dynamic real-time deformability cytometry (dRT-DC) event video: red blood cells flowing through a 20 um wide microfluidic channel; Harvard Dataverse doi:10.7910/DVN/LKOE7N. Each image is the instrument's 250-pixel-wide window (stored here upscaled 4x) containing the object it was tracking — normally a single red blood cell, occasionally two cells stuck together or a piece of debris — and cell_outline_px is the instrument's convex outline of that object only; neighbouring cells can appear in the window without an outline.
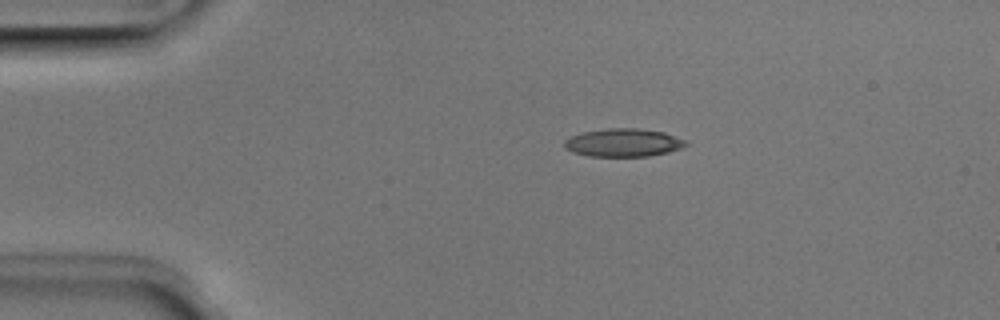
{"species": "Egyptian fruit bat (a non-hibernating species)", "species_latin": "Rousettus aegyptiacus", "temperature_condition": "room temperature", "stored_images_in_passage": 3, "camera_frame_rate_fps": 3000, "um_per_image_px": 0.085, "animal": {"sex": "male"}, "frame": {"image": 1, "passage_image": 1, "time_ms": 0.0, "image_size_px": [1000, 320], "cell_outline_px": [[688, 144], [680, 148], [668, 152], [648, 156], [588, 156], [572, 152], [564, 148], [564, 140], [580, 132], [608, 128], [640, 128], [664, 132], [684, 140]], "centroid_in_image_um": [52.94, 12.12], "position_along_channel_um": 32.1, "area_um2": 19.88}}
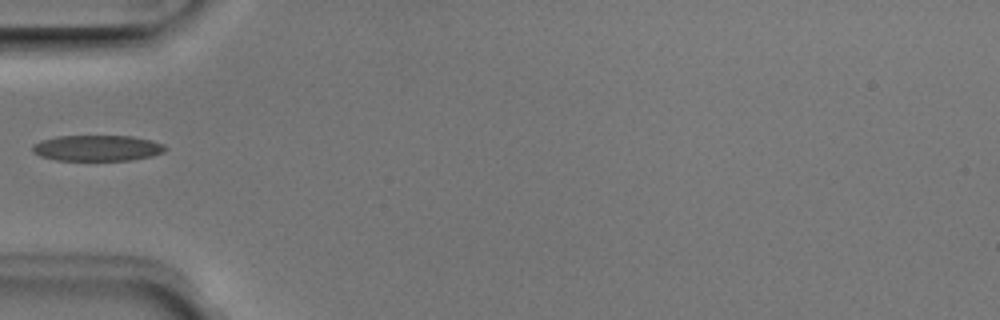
{"frame": {"image": 2, "passage_image": 3, "time_ms": 0.667, "image_size_px": [1000, 320], "cell_outline_px": [[168, 148], [164, 152], [152, 156], [132, 160], [56, 160], [40, 156], [32, 152], [32, 144], [40, 140], [56, 136], [132, 136], [164, 144]], "centroid_in_image_um": [8.24, 12.58], "position_along_channel_um": 76.8, "area_um2": 20.11}}